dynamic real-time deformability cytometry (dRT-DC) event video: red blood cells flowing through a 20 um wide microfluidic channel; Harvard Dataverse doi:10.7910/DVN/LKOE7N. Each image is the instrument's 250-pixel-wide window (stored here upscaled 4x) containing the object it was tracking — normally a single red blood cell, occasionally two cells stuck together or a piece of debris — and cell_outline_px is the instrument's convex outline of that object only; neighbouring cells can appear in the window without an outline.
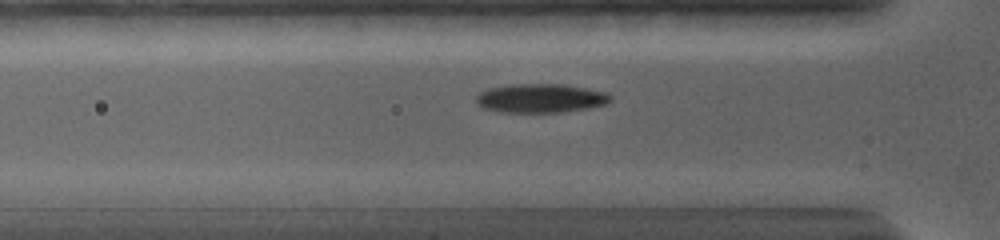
{"species": "common noctule bat (a hibernating species)", "species_latin": "Nyctalus noctula", "temperature_condition": "warm", "stored_images_in_passage": 69, "camera_frame_rate_fps": 5000, "um_per_image_px": 0.085, "animal": {"sex": "female", "body_mass_g": 19.0, "forearm_length_mm": 56.7}, "frame": {"image": 1, "passage_image": 12, "time_ms": 3.8, "image_size_px": [1000, 240], "cell_outline_px": [[612, 100], [604, 104], [588, 108], [564, 112], [500, 112], [484, 108], [476, 104], [476, 96], [480, 92], [488, 88], [508, 84], [564, 84], [604, 92], [612, 96]], "centroid_in_image_um": [45.91, 8.35], "position_along_channel_um": 79.9, "area_um2": 22.66}}
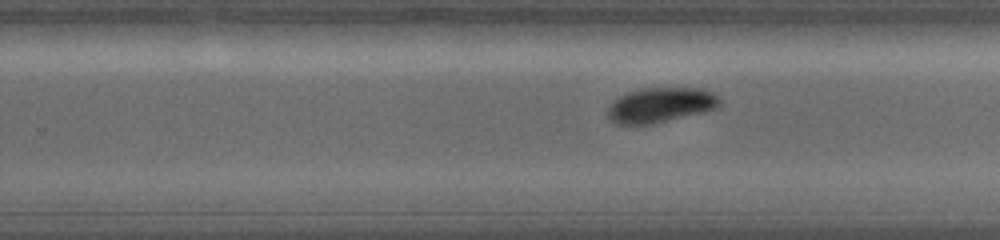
{"frame": {"image": 2, "passage_image": 36, "time_ms": 9.0, "image_size_px": [1000, 240], "cell_outline_px": [[720, 104], [716, 108], [704, 112], [652, 124], [616, 124], [608, 116], [608, 108], [620, 96], [628, 92], [640, 88], [700, 88], [712, 92], [720, 96]], "centroid_in_image_um": [56.19, 8.92], "position_along_channel_um": 273.6, "area_um2": 22.66}}
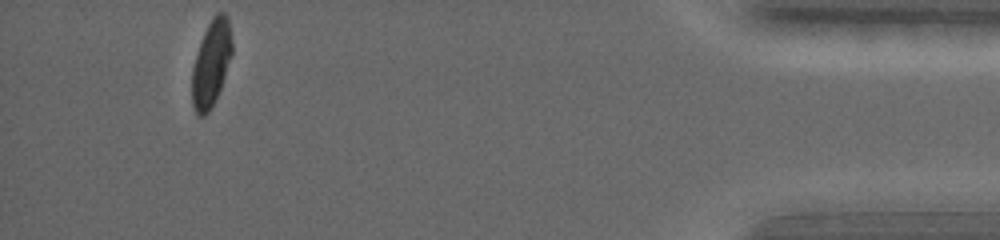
{"frame": {"image": 3, "passage_image": 69, "time_ms": 15.0, "image_size_px": [1000, 240], "cell_outline_px": [[232, 56], [220, 88], [208, 112], [204, 116], [196, 116], [192, 104], [192, 68], [200, 40], [212, 16], [216, 12], [224, 12], [228, 16], [232, 40]], "centroid_in_image_um": [17.95, 5.34], "position_along_channel_um": 417.2, "area_um2": 20.23}, "authors_computed_cell_mechanics": {"area_um2": 22.3686, "velocity_mm_per_s": 3.7458, "shape_relaxation_time_tau1_ms": 1.9865, "shape_relaxation_time_tau2_ms": null, "deformation_change_tau1": 0.1166, "deformation_change_tau2": null}}